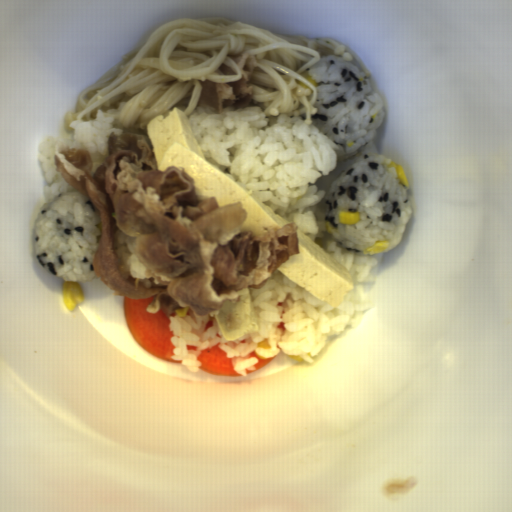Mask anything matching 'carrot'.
<instances>
[{
	"instance_id": "2",
	"label": "carrot",
	"mask_w": 512,
	"mask_h": 512,
	"mask_svg": "<svg viewBox=\"0 0 512 512\" xmlns=\"http://www.w3.org/2000/svg\"><path fill=\"white\" fill-rule=\"evenodd\" d=\"M226 355L227 353L220 349L219 342L211 349L207 347L200 350V355L197 357V360L201 361V366H198L200 371L215 376L242 377L240 372L233 369L232 357H226Z\"/></svg>"
},
{
	"instance_id": "3",
	"label": "carrot",
	"mask_w": 512,
	"mask_h": 512,
	"mask_svg": "<svg viewBox=\"0 0 512 512\" xmlns=\"http://www.w3.org/2000/svg\"><path fill=\"white\" fill-rule=\"evenodd\" d=\"M252 357H257L255 355L254 351L249 353V355H248V358H252ZM275 357H276L275 355L273 357H269L268 359H260L259 357H257L259 362L256 365H254V366H256V370H246L247 375L250 374V373H254V372L260 370L262 367H264L267 363H269Z\"/></svg>"
},
{
	"instance_id": "1",
	"label": "carrot",
	"mask_w": 512,
	"mask_h": 512,
	"mask_svg": "<svg viewBox=\"0 0 512 512\" xmlns=\"http://www.w3.org/2000/svg\"><path fill=\"white\" fill-rule=\"evenodd\" d=\"M155 295L150 298H127L123 295L122 304L128 330L137 344L153 357L181 364L182 360H173L171 357L176 347L171 342L174 332L169 328V316L161 308L157 313L146 311Z\"/></svg>"
}]
</instances>
